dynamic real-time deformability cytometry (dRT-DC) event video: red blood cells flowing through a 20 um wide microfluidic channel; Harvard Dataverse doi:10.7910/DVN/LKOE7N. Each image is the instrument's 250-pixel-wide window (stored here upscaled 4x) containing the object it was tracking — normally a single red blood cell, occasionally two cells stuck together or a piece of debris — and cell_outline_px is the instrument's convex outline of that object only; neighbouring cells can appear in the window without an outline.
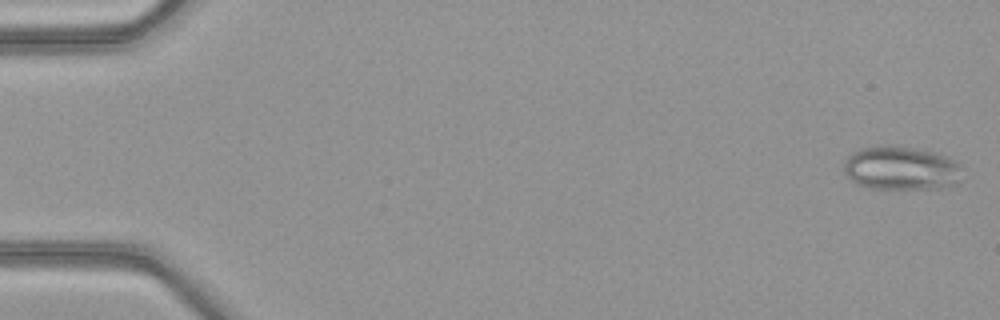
{"species": "common noctule bat (a hibernating species)", "species_latin": "Nyctalus noctula", "temperature_condition": "warm", "stored_images_in_passage": 51, "camera_frame_rate_fps": 3000, "um_per_image_px": 0.085, "animal": {"sex": "female", "body_mass_g": 21.9}, "frame": {"image": 1, "passage_image": 2, "time_ms": 0.333, "image_size_px": [1000, 320], "cell_outline_px": [[960, 184], [940, 188], [872, 188], [856, 184], [844, 172], [844, 164], [848, 156], [852, 152], [860, 148], [884, 144], [900, 144], [936, 152], [948, 156], [960, 164]], "centroid_in_image_um": [76.61, 14.26], "position_along_channel_um": 8.4, "area_um2": 30.75}}
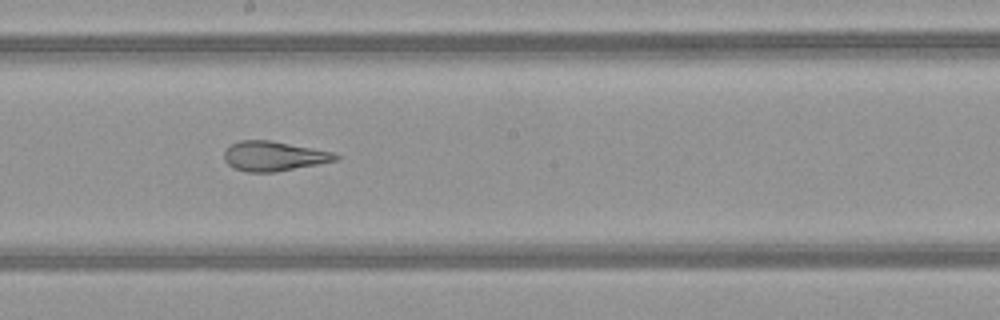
{"frame": {"image": 2, "passage_image": 29, "time_ms": 9.333, "image_size_px": [1000, 320], "cell_outline_px": [[340, 160], [276, 172], [248, 172], [232, 168], [224, 160], [224, 152], [232, 144], [240, 140], [272, 140], [332, 152], [340, 156]], "centroid_in_image_um": [23.28, 13.28], "position_along_channel_um": 224.9, "area_um2": 19.36}}
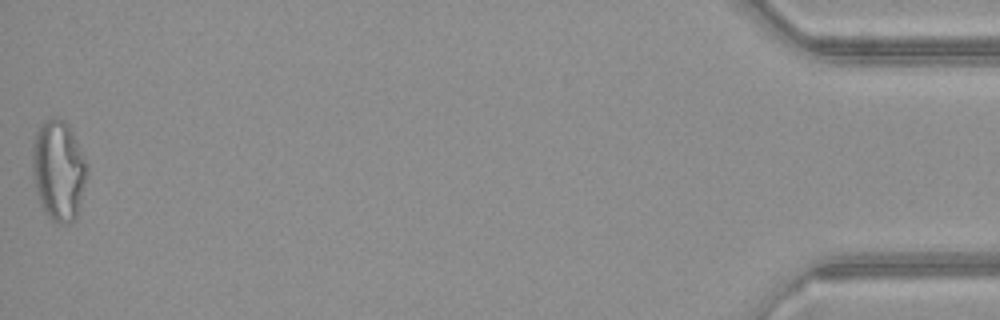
{"frame": {"image": 3, "passage_image": 51, "time_ms": 16.667, "image_size_px": [1000, 320], "cell_outline_px": [[88, 176], [76, 216], [68, 224], [60, 224], [52, 220], [40, 204], [36, 192], [32, 172], [32, 144], [36, 132], [44, 120], [64, 120], [68, 124], [88, 164]], "centroid_in_image_um": [4.98, 14.5], "position_along_channel_um": 430.2, "area_um2": 31.91}, "authors_computed_cell_mechanics": {"area_um2": 25.3164, "velocity_mm_per_s": 4.1371, "shape_relaxation_time_tau1_ms": null, "shape_relaxation_time_tau2_ms": 1.8701, "deformation_change_tau1": null, "deformation_change_tau2": 0.099}}